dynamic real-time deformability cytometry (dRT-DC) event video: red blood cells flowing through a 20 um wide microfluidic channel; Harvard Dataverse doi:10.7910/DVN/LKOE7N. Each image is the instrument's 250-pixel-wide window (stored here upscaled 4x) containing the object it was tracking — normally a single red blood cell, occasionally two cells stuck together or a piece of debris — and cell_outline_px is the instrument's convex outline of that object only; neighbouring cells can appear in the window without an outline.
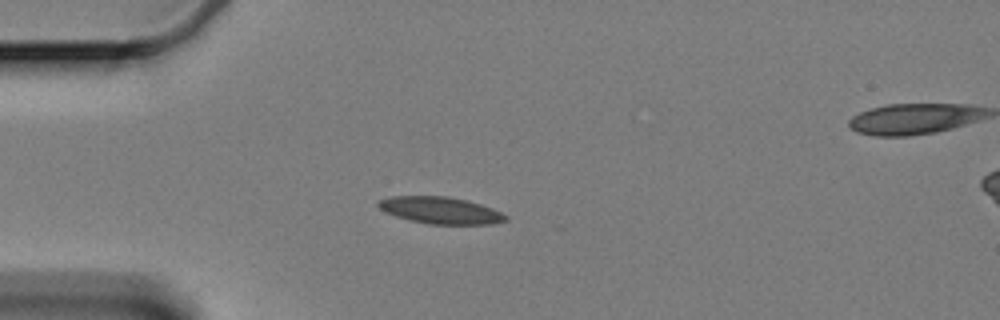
{"species": "Egyptian fruit bat (a non-hibernating species)", "species_latin": "Rousettus aegyptiacus", "temperature_condition": "cold", "stored_images_in_passage": 20, "camera_frame_rate_fps": 3000, "um_per_image_px": 0.085, "animal": {"sex": "female"}, "frame": {"image": 1, "passage_image": 11, "time_ms": 3.333, "image_size_px": [1000, 320], "cell_outline_px": [[508, 220], [492, 224], [428, 224], [396, 216], [384, 212], [376, 204], [376, 200], [392, 196], [448, 196], [468, 200], [492, 208], [508, 216]], "centroid_in_image_um": [37.43, 17.87], "position_along_channel_um": 47.6, "area_um2": 20.0}}
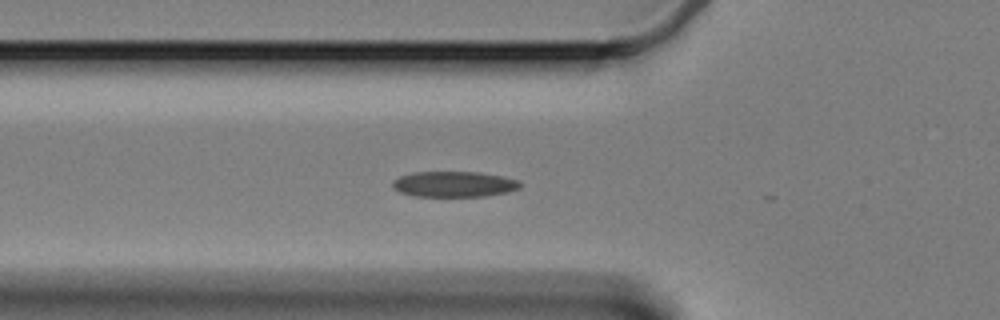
{"frame": {"image": 2, "passage_image": 16, "time_ms": 5.0, "image_size_px": [1000, 320], "cell_outline_px": [[520, 188], [508, 192], [484, 196], [412, 196], [400, 192], [392, 188], [392, 180], [400, 176], [412, 172], [480, 172], [520, 180]], "centroid_in_image_um": [38.56, 15.65], "position_along_channel_um": 87.2, "area_um2": 19.13}}
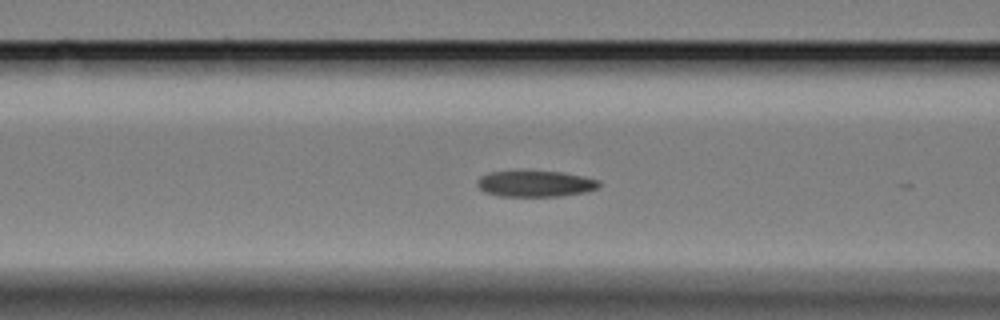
{"frame": {"image": 3, "passage_image": 19, "time_ms": 6.0, "image_size_px": [1000, 320], "cell_outline_px": [[600, 184], [596, 188], [588, 192], [560, 196], [500, 196], [484, 192], [476, 184], [476, 180], [480, 176], [488, 172], [560, 172], [600, 180]], "centroid_in_image_um": [45.48, 15.63], "position_along_channel_um": 121.1, "area_um2": 18.32}}